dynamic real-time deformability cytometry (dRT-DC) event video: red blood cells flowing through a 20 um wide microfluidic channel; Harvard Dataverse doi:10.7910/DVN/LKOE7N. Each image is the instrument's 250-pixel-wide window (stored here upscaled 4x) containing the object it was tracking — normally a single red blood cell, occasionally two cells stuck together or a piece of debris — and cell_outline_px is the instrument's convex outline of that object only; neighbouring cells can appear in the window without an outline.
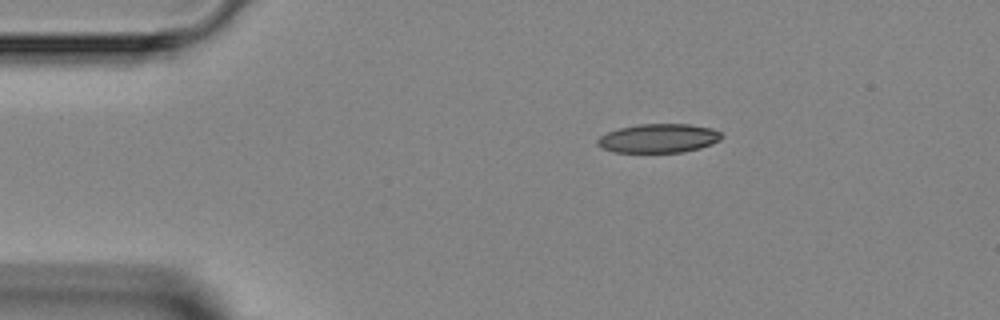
{"species": "Egyptian fruit bat (a non-hibernating species)", "species_latin": "Rousettus aegyptiacus", "temperature_condition": "room temperature", "stored_images_in_passage": 2, "camera_frame_rate_fps": 3000, "um_per_image_px": 0.085, "animal": {"sex": "female"}, "frame": {"image": 1, "passage_image": 2, "time_ms": 2.0, "image_size_px": [1000, 320], "cell_outline_px": [[724, 136], [720, 140], [712, 144], [700, 148], [684, 152], [616, 152], [600, 148], [596, 144], [596, 140], [600, 136], [608, 132], [620, 128], [640, 124], [688, 124], [712, 128], [720, 132]], "centroid_in_image_um": [55.99, 11.76], "position_along_channel_um": 29.0, "area_um2": 20.98}}